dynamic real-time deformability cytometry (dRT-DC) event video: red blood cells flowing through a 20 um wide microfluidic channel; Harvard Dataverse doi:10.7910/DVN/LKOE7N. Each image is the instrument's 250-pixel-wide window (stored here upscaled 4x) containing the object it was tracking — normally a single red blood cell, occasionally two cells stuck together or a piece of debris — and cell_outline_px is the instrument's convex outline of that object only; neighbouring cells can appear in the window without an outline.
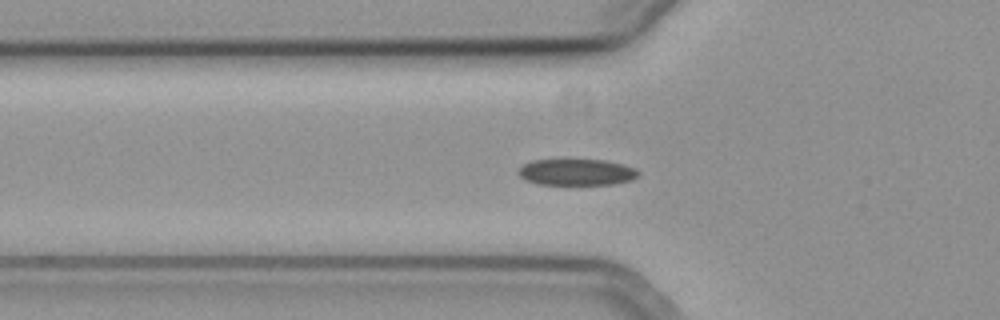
{"species": "common noctule bat (a hibernating species)", "species_latin": "Nyctalus noctula", "temperature_condition": "cold", "stored_images_in_passage": 41, "camera_frame_rate_fps": 3000, "um_per_image_px": 0.085, "animal": {"sex": "female", "body_mass_g": 19.3, "forearm_length_mm": 54.1}, "frame": {"image": 1, "passage_image": 3, "time_ms": 0.667, "image_size_px": [1000, 320], "cell_outline_px": [[640, 176], [632, 180], [612, 184], [540, 184], [524, 180], [516, 172], [524, 164], [532, 160], [604, 160], [624, 164], [636, 168], [640, 172]], "centroid_in_image_um": [49.04, 14.63], "position_along_channel_um": 76.8, "area_um2": 18.5}}
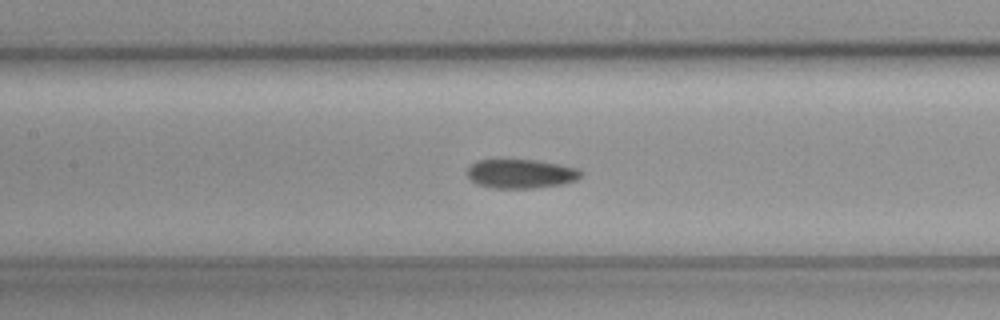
{"frame": {"image": 2, "passage_image": 10, "time_ms": 3.0, "image_size_px": [1000, 320], "cell_outline_px": [[584, 172], [576, 180], [564, 184], [532, 188], [492, 188], [480, 184], [472, 180], [468, 176], [468, 168], [476, 160], [500, 156], [540, 160], [580, 168]], "centroid_in_image_um": [44.28, 14.7], "position_along_channel_um": 163.1, "area_um2": 20.23}}
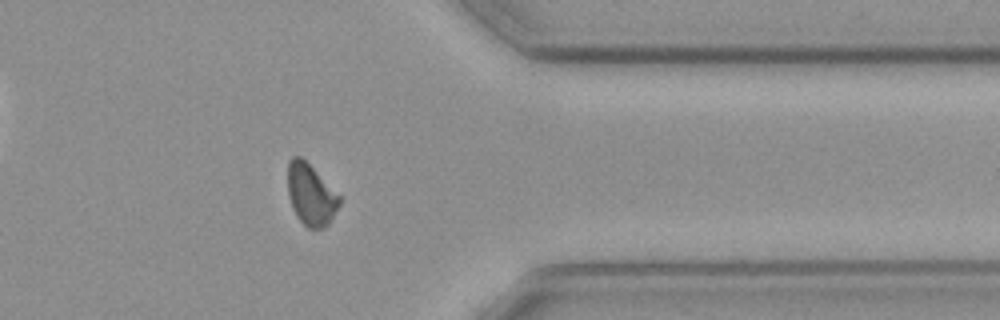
{"frame": {"image": 3, "passage_image": 29, "time_ms": 9.333, "image_size_px": [1000, 320], "cell_outline_px": [[340, 204], [332, 220], [324, 228], [308, 228], [296, 216], [292, 208], [288, 196], [288, 160], [292, 156], [300, 156], [340, 196]], "centroid_in_image_um": [26.4, 16.57], "position_along_channel_um": 385.0, "area_um2": 18.32}, "authors_computed_cell_mechanics": {"area_um2": 19.1318, "velocity_mm_per_s": 3.6899, "shape_relaxation_time_tau1_ms": 6.5283, "shape_relaxation_time_tau2_ms": null, "deformation_change_tau1": 0.1188, "deformation_change_tau2": null}}